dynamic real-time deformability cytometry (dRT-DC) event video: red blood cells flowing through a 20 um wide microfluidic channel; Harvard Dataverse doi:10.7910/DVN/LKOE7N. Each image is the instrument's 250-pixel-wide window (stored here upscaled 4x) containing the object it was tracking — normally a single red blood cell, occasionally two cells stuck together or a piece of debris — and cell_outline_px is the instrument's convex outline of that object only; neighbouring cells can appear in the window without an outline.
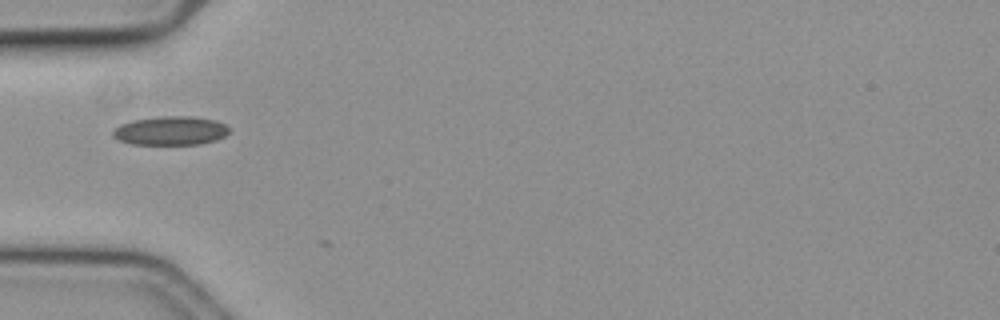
{"species": "common noctule bat (a hibernating species)", "species_latin": "Nyctalus noctula", "temperature_condition": "cold", "stored_images_in_passage": 9, "camera_frame_rate_fps": 3000, "um_per_image_px": 0.085, "animal": {"sex": "female", "body_mass_g": 19.3, "forearm_length_mm": 54.1}, "frame": {"image": 1, "passage_image": 1, "time_ms": 0.0, "image_size_px": [1000, 320], "cell_outline_px": [[232, 128], [224, 136], [216, 140], [200, 144], [132, 144], [120, 140], [112, 136], [112, 128], [120, 124], [132, 120], [164, 116], [192, 116], [216, 120]], "centroid_in_image_um": [14.5, 11.1], "position_along_channel_um": 70.5, "area_um2": 19.65}}
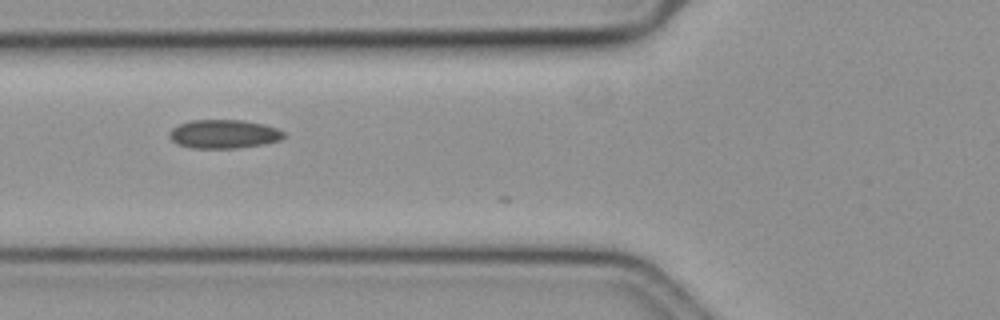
{"frame": {"image": 2, "passage_image": 4, "time_ms": 1.0, "image_size_px": [1000, 320], "cell_outline_px": [[284, 136], [280, 140], [264, 144], [236, 148], [192, 148], [176, 144], [168, 136], [168, 132], [172, 128], [180, 124], [192, 120], [244, 120], [264, 124], [276, 128], [284, 132]], "centroid_in_image_um": [19.0, 11.39], "position_along_channel_um": 106.8, "area_um2": 19.19}}
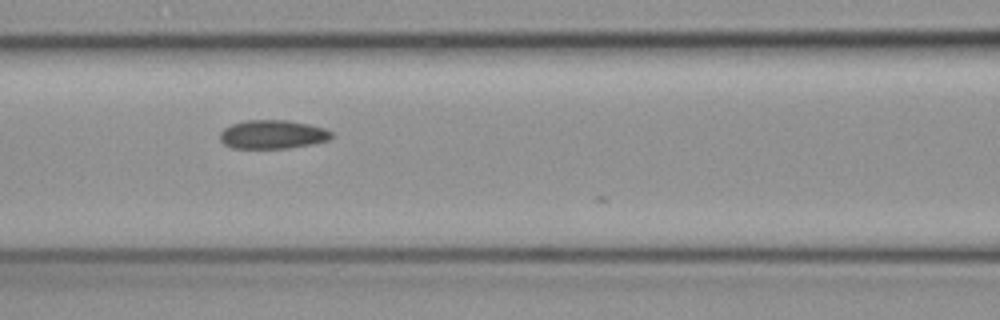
{"frame": {"image": 3, "passage_image": 7, "time_ms": 2.0, "image_size_px": [1000, 320], "cell_outline_px": [[332, 136], [328, 140], [312, 144], [288, 148], [232, 148], [224, 144], [220, 140], [220, 132], [224, 128], [232, 124], [244, 120], [288, 120], [308, 124], [324, 128], [332, 132]], "centroid_in_image_um": [23.15, 11.42], "position_along_channel_um": 143.4, "area_um2": 18.67}}